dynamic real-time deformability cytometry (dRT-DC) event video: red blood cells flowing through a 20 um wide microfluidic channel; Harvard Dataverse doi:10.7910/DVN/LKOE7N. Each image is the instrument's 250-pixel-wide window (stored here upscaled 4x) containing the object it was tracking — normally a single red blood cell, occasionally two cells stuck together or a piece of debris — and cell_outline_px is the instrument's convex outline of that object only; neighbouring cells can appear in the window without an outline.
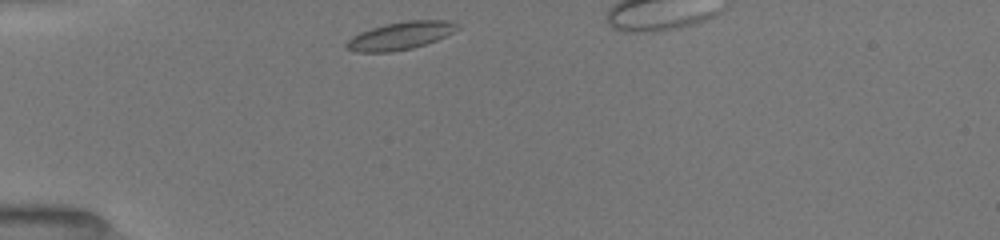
{"species": "common noctule bat (a hibernating species)", "species_latin": "Nyctalus noctula", "temperature_condition": "room temperature", "stored_images_in_passage": 1, "camera_frame_rate_fps": 3000, "um_per_image_px": 0.085, "animal": {"sex": "female", "body_mass_g": 19.5, "forearm_length_mm": 54.1}, "frame": {"image": 1, "passage_image": 1, "time_ms": 0.0, "image_size_px": [1000, 240], "cell_outline_px": [[460, 28], [436, 40], [412, 48], [392, 52], [356, 52], [344, 48], [344, 44], [352, 36], [360, 32], [384, 24], [408, 20], [452, 20]], "centroid_in_image_um": [33.99, 3.03], "position_along_channel_um": 51.0, "area_um2": 17.92}}